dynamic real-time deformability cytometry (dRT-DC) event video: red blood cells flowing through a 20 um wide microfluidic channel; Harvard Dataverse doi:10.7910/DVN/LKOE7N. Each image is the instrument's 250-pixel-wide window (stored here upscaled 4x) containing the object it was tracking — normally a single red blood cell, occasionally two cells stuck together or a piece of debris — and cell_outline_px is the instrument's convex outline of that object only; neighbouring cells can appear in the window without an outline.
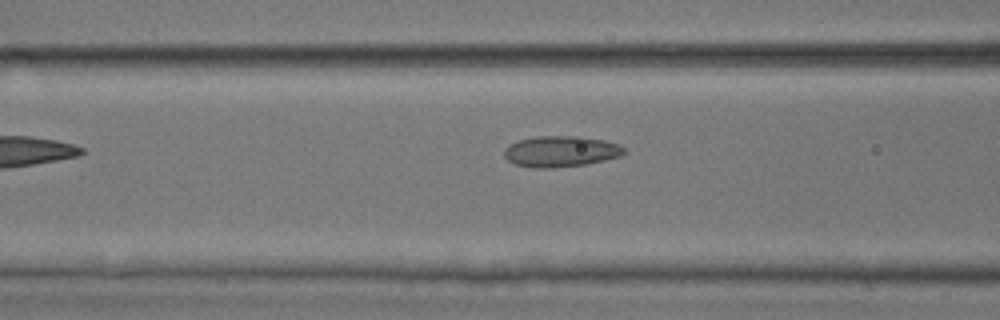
{"species": "common noctule bat (a hibernating species)", "species_latin": "Nyctalus noctula", "temperature_condition": "room temperature", "stored_images_in_passage": 6, "camera_frame_rate_fps": 3000, "um_per_image_px": 0.085, "animal": {"sex": "male", "body_mass_g": 17.9, "forearm_length_mm": 54.2}, "frame": {"image": 1, "passage_image": 5, "time_ms": 1.333, "image_size_px": [1000, 320], "cell_outline_px": [[628, 152], [620, 156], [588, 164], [552, 168], [536, 168], [516, 164], [508, 160], [504, 156], [504, 148], [508, 144], [520, 140], [536, 136], [580, 136], [604, 140], [616, 144], [624, 148]], "centroid_in_image_um": [47.66, 12.87], "position_along_channel_um": 118.9, "area_um2": 21.68}}
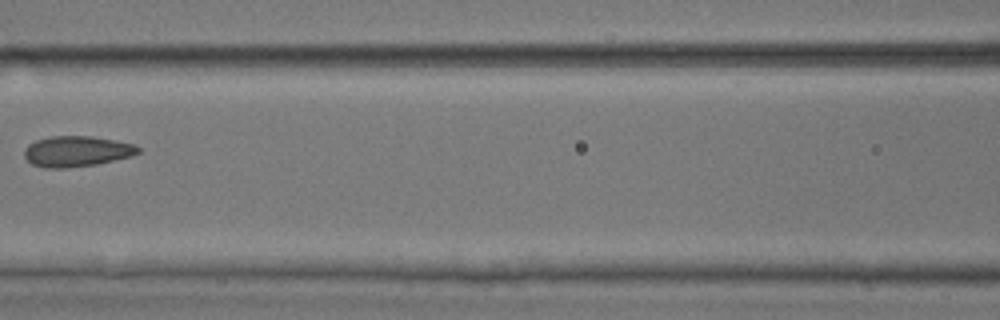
{"frame": {"image": 2, "passage_image": 6, "time_ms": 1.667, "image_size_px": [1000, 320], "cell_outline_px": [[140, 152], [132, 156], [96, 164], [64, 168], [48, 168], [32, 164], [24, 156], [24, 148], [28, 144], [36, 140], [52, 136], [92, 136], [132, 144], [140, 148]], "centroid_in_image_um": [6.49, 12.86], "position_along_channel_um": 160.1, "area_um2": 20.17}}